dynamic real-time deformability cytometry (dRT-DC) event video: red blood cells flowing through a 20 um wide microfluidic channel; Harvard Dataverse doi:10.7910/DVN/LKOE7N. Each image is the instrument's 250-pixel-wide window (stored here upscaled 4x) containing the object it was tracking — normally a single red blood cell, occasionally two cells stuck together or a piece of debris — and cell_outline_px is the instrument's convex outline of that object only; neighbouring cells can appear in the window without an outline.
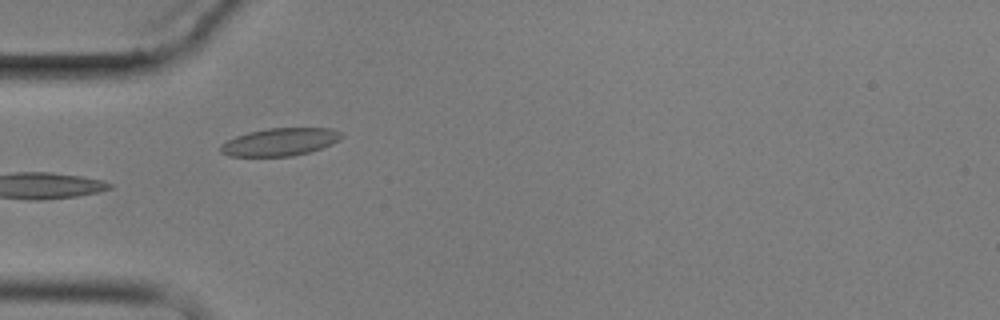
{"species": "common noctule bat (a hibernating species)", "species_latin": "Nyctalus noctula", "temperature_condition": "cold", "stored_images_in_passage": 7, "camera_frame_rate_fps": 3000, "um_per_image_px": 0.085, "animal": {"sex": "male", "body_mass_g": 17.9}, "frame": {"image": 1, "passage_image": 5, "time_ms": 4.667, "image_size_px": [1000, 320], "cell_outline_px": [[344, 136], [340, 140], [332, 144], [308, 152], [292, 156], [228, 156], [220, 152], [220, 144], [236, 136], [248, 132], [268, 128], [332, 128], [344, 132]], "centroid_in_image_um": [23.83, 12.05], "position_along_channel_um": 61.2, "area_um2": 19.65}}
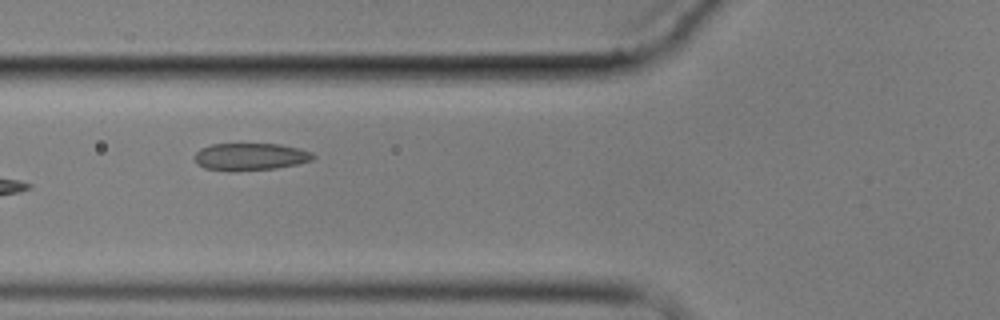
{"frame": {"image": 2, "passage_image": 6, "time_ms": 6.0, "image_size_px": [1000, 320], "cell_outline_px": [[316, 156], [312, 160], [296, 164], [276, 168], [232, 172], [204, 168], [196, 164], [192, 156], [200, 148], [212, 144], [280, 144], [300, 148], [312, 152]], "centroid_in_image_um": [21.23, 13.33], "position_along_channel_um": 104.6, "area_um2": 19.19}}
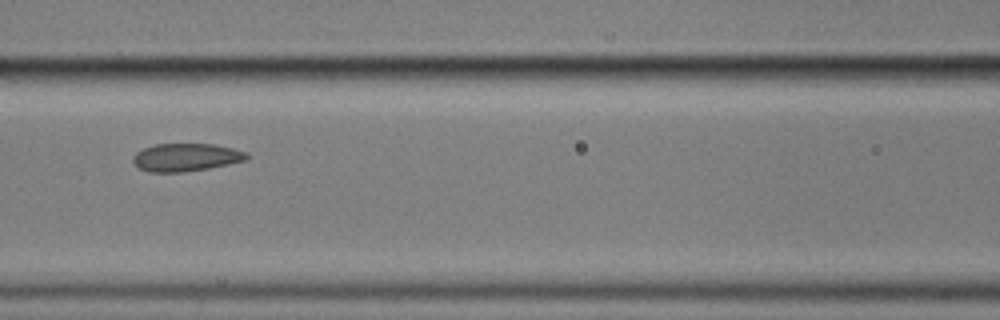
{"frame": {"image": 3, "passage_image": 7, "time_ms": 7.333, "image_size_px": [1000, 320], "cell_outline_px": [[248, 160], [208, 168], [184, 172], [148, 172], [140, 168], [132, 160], [132, 156], [136, 152], [144, 148], [156, 144], [212, 144], [232, 148], [248, 152]], "centroid_in_image_um": [15.81, 13.37], "position_along_channel_um": 150.8, "area_um2": 18.44}}